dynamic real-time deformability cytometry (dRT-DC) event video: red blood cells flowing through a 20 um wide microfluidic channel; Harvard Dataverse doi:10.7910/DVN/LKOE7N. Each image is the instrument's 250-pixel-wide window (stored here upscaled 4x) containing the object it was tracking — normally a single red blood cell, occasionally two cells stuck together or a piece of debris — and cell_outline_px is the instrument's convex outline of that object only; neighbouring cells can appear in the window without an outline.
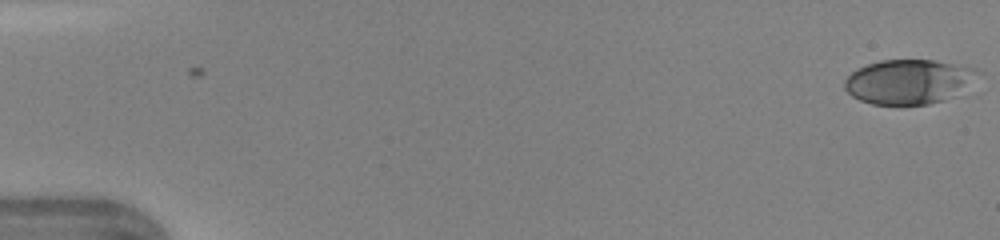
{"species": "human", "species_latin": "Homo sapiens", "temperature_condition": "warm", "stored_images_in_passage": 47, "camera_frame_rate_fps": 3000, "um_per_image_px": 0.085, "donor": {"sex": "female"}, "frame": {"image": 1, "passage_image": 1, "time_ms": 0.0, "image_size_px": [1000, 240], "cell_outline_px": [[980, 72], [952, 96], [944, 100], [928, 104], [872, 104], [860, 100], [852, 96], [844, 88], [844, 80], [852, 72], [868, 64], [880, 60], [932, 60], [976, 68]], "centroid_in_image_um": [77.16, 6.94], "position_along_channel_um": 7.8, "area_um2": 33.81}}
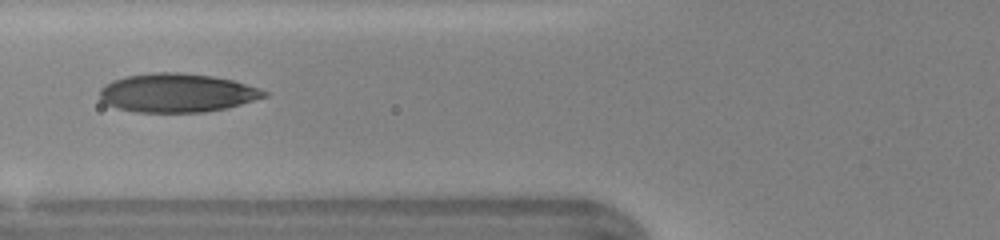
{"frame": {"image": 2, "passage_image": 19, "time_ms": 6.0, "image_size_px": [1000, 240], "cell_outline_px": [[268, 96], [228, 108], [204, 112], [136, 112], [116, 108], [100, 100], [100, 88], [104, 84], [112, 80], [124, 76], [152, 72], [180, 72], [212, 76], [232, 80], [268, 92]], "centroid_in_image_um": [15.0, 7.89], "position_along_channel_um": 110.8, "area_um2": 37.22}}
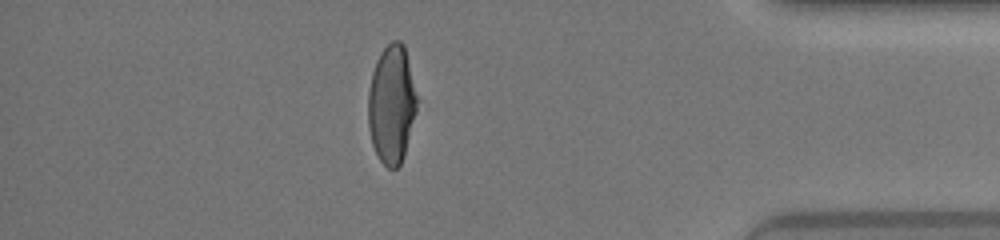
{"frame": {"image": 3, "passage_image": 41, "time_ms": 13.333, "image_size_px": [1000, 240], "cell_outline_px": [[420, 100], [404, 156], [400, 164], [396, 168], [388, 168], [380, 160], [372, 144], [368, 128], [368, 92], [372, 72], [376, 60], [380, 52], [392, 40], [400, 40], [404, 44]], "centroid_in_image_um": [33.32, 8.83], "position_along_channel_um": 401.9, "area_um2": 34.39}, "authors_computed_cell_mechanics": {"area_um2": 35.8938, "velocity_mm_per_s": 4.3849, "shape_relaxation_time_tau1_ms": 4.3507, "shape_relaxation_time_tau2_ms": 0.768, "deformation_change_tau1": 0.2017, "deformation_change_tau2": 0.0722}}